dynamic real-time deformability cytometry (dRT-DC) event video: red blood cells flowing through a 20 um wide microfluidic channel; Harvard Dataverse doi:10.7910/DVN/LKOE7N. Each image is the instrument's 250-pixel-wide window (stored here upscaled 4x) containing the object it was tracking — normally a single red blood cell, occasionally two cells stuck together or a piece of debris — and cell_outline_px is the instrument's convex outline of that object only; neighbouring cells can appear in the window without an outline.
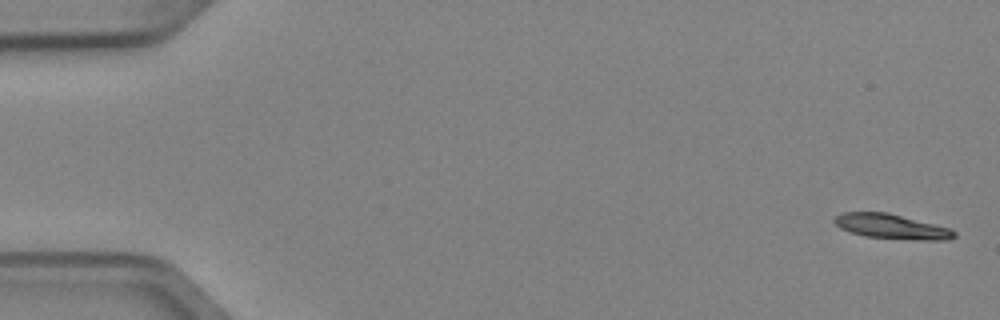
{"species": "Egyptian fruit bat (a non-hibernating species)", "species_latin": "Rousettus aegyptiacus", "temperature_condition": "cold", "stored_images_in_passage": 5, "camera_frame_rate_fps": 3000, "um_per_image_px": 0.085, "animal": {"sex": "female"}, "frame": {"image": 1, "passage_image": 1, "time_ms": 0.0, "image_size_px": [1000, 320], "cell_outline_px": [[956, 236], [952, 240], [920, 240], [864, 236], [840, 228], [832, 220], [836, 216], [844, 212], [888, 212], [948, 228], [956, 232]], "centroid_in_image_um": [75.79, 19.25], "position_along_channel_um": 9.2, "area_um2": 17.11}}
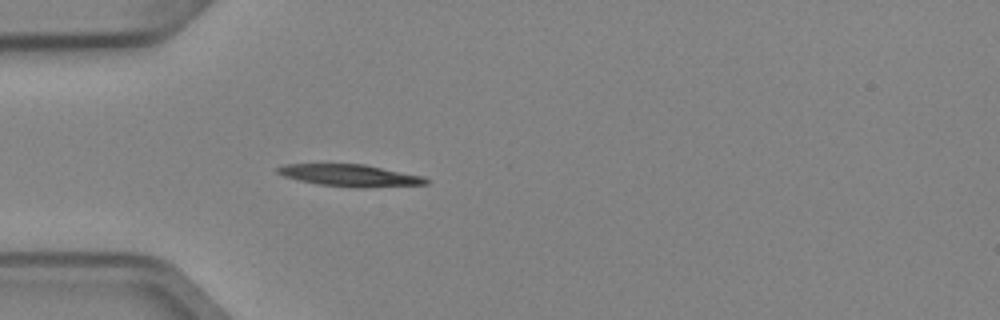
{"frame": {"image": 2, "passage_image": 5, "time_ms": 1.333, "image_size_px": [1000, 320], "cell_outline_px": [[428, 184], [356, 188], [316, 184], [284, 176], [276, 172], [276, 168], [284, 164], [364, 164], [424, 176], [428, 180]], "centroid_in_image_um": [29.75, 14.91], "position_along_channel_um": 55.3, "area_um2": 18.96}}